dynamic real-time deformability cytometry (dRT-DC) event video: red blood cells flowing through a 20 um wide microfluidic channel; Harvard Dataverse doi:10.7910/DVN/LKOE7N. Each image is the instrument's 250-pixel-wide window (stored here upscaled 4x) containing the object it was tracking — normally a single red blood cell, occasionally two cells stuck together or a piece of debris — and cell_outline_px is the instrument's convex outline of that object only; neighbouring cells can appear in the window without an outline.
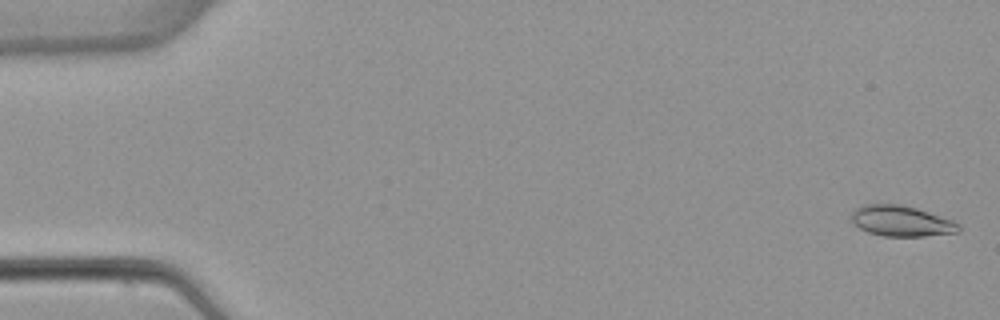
{"species": "common noctule bat (a hibernating species)", "species_latin": "Nyctalus noctula", "temperature_condition": "warm", "stored_images_in_passage": 6, "camera_frame_rate_fps": 3000, "um_per_image_px": 0.085, "animal": {"sex": "female", "body_mass_g": 22.7, "forearm_length_mm": 54.2}, "frame": {"image": 1, "passage_image": 1, "time_ms": 0.0, "image_size_px": [1000, 320], "cell_outline_px": [[960, 232], [924, 236], [884, 236], [868, 232], [860, 228], [852, 220], [852, 212], [856, 208], [864, 204], [900, 204], [916, 208], [952, 220], [960, 224]], "centroid_in_image_um": [76.63, 18.79], "position_along_channel_um": 8.4, "area_um2": 19.02}}
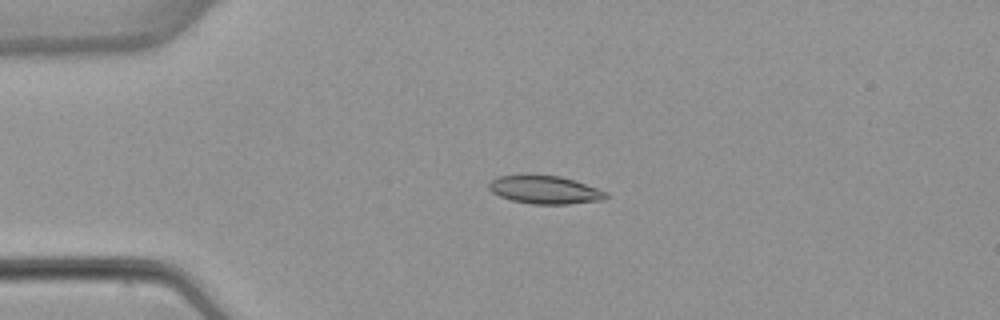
{"frame": {"image": 2, "passage_image": 4, "time_ms": 3.667, "image_size_px": [1000, 320], "cell_outline_px": [[608, 196], [604, 200], [568, 204], [532, 204], [512, 200], [500, 196], [492, 192], [488, 188], [488, 184], [492, 180], [500, 176], [560, 176], [596, 188], [604, 192]], "centroid_in_image_um": [46.3, 16.16], "position_along_channel_um": 38.7, "area_um2": 18.61}}
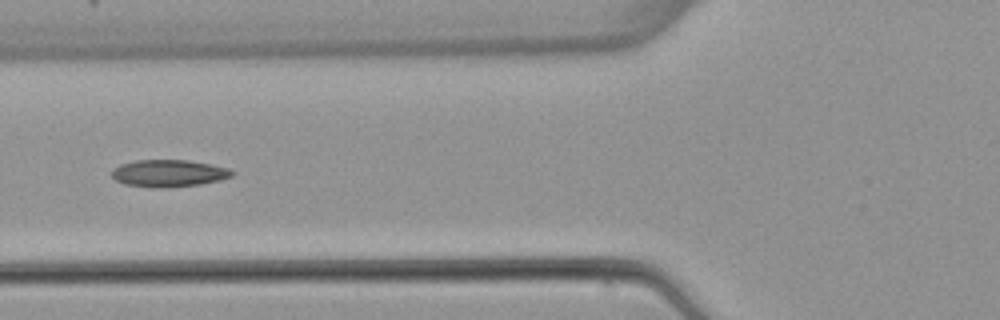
{"frame": {"image": 3, "passage_image": 6, "time_ms": 6.333, "image_size_px": [1000, 320], "cell_outline_px": [[236, 172], [232, 176], [220, 180], [200, 184], [168, 188], [152, 188], [124, 184], [116, 180], [112, 176], [112, 168], [120, 164], [136, 160], [188, 160], [228, 168]], "centroid_in_image_um": [14.32, 14.74], "position_along_channel_um": 111.5, "area_um2": 19.13}}